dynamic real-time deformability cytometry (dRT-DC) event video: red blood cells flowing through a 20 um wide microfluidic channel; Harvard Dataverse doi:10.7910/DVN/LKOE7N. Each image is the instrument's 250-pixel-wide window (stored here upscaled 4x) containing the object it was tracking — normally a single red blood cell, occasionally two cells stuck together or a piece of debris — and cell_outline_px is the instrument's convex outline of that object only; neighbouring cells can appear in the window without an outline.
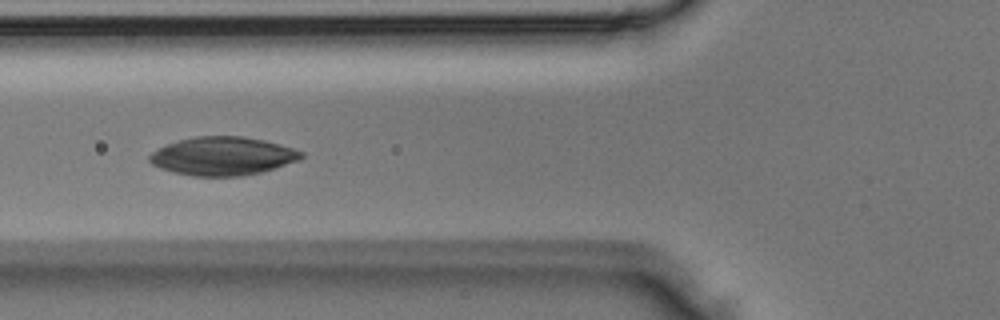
{"species": "Egyptian fruit bat (a non-hibernating species)", "species_latin": "Rousettus aegyptiacus", "temperature_condition": "room temperature", "stored_images_in_passage": 5, "camera_frame_rate_fps": 3000, "um_per_image_px": 0.085, "animal": {"sex": "male"}, "frame": {"image": 1, "passage_image": 5, "time_ms": 1.333, "image_size_px": [1000, 320], "cell_outline_px": [[304, 156], [300, 160], [276, 168], [260, 172], [240, 176], [192, 176], [172, 172], [160, 168], [152, 164], [148, 160], [148, 156], [152, 152], [176, 140], [196, 136], [244, 136], [264, 140], [280, 144], [304, 152]], "centroid_in_image_um": [18.94, 13.27], "position_along_channel_um": 106.9, "area_um2": 34.1}}